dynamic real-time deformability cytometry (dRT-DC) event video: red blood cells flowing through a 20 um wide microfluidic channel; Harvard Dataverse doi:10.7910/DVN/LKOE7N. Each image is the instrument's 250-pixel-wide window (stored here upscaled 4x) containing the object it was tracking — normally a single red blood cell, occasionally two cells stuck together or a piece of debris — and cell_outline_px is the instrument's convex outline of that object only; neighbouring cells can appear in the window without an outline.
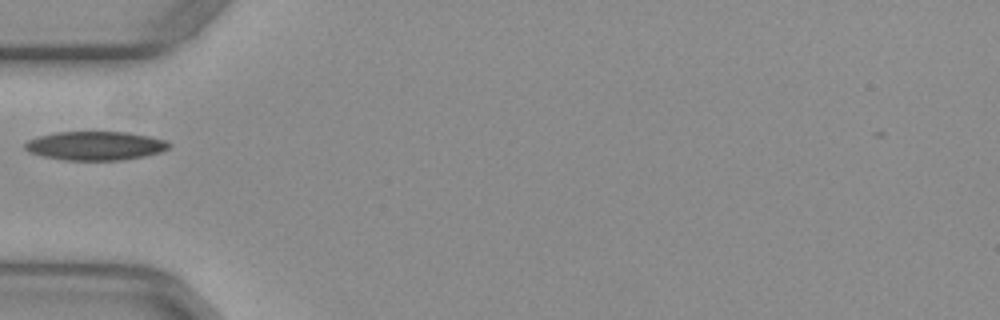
{"species": "common noctule bat (a hibernating species)", "species_latin": "Nyctalus noctula", "temperature_condition": "warm", "stored_images_in_passage": 36, "camera_frame_rate_fps": 3000, "um_per_image_px": 0.085, "animal": {"sex": "female", "body_mass_g": 29.2, "forearm_length_mm": 56.3}, "frame": {"image": 1, "passage_image": 1, "time_ms": 0.0, "image_size_px": [1000, 320], "cell_outline_px": [[172, 144], [168, 148], [160, 152], [144, 156], [124, 160], [64, 160], [44, 156], [28, 152], [24, 148], [24, 144], [28, 140], [40, 136], [56, 132], [128, 132], [152, 136], [164, 140]], "centroid_in_image_um": [8.12, 12.39], "position_along_channel_um": 76.9, "area_um2": 24.22}}
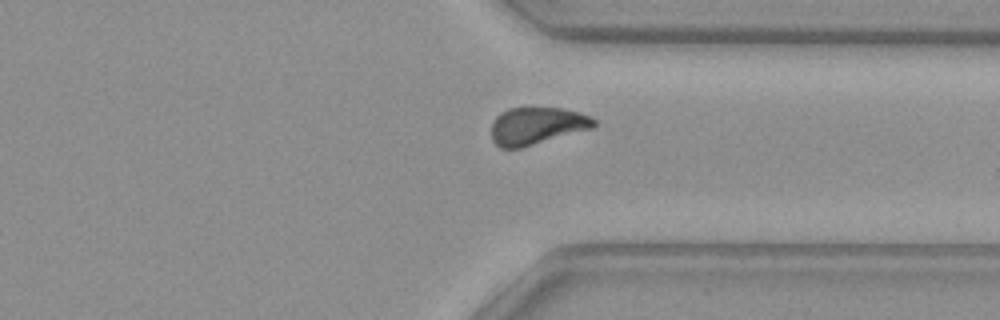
{"frame": {"image": 2, "passage_image": 23, "time_ms": 7.333, "image_size_px": [1000, 320], "cell_outline_px": [[596, 124], [592, 128], [520, 148], [500, 148], [492, 140], [492, 124], [496, 116], [500, 112], [508, 108], [560, 108], [580, 112], [592, 116], [596, 120]], "centroid_in_image_um": [45.63, 10.69], "position_along_channel_um": 365.8, "area_um2": 22.25}}
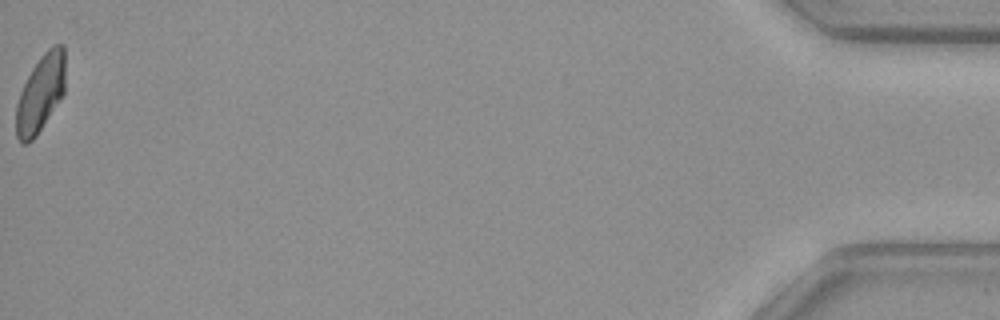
{"frame": {"image": 3, "passage_image": 36, "time_ms": 11.667, "image_size_px": [1000, 320], "cell_outline_px": [[64, 92], [36, 136], [28, 144], [20, 144], [16, 136], [16, 104], [20, 92], [32, 68], [40, 56], [48, 48], [56, 44], [64, 44]], "centroid_in_image_um": [3.42, 7.95], "position_along_channel_um": 431.8, "area_um2": 21.96}}